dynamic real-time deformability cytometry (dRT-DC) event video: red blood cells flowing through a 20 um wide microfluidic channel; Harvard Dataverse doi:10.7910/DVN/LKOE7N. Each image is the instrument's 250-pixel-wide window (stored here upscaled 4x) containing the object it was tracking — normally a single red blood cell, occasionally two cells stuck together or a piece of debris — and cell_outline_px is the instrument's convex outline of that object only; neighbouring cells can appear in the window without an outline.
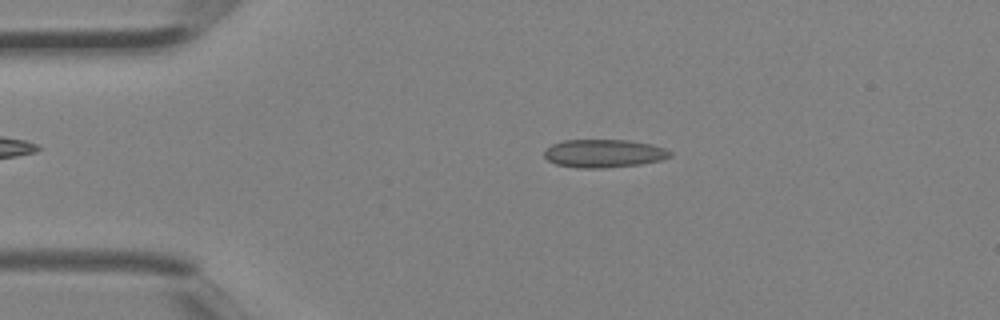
{"species": "Egyptian fruit bat (a non-hibernating species)", "species_latin": "Rousettus aegyptiacus", "temperature_condition": "room temperature", "stored_images_in_passage": 2, "camera_frame_rate_fps": 3000, "um_per_image_px": 0.085, "animal": {"sex": "female"}, "frame": {"image": 1, "passage_image": 1, "time_ms": 0.0, "image_size_px": [1000, 320], "cell_outline_px": [[672, 156], [664, 160], [640, 164], [604, 168], [576, 168], [556, 164], [548, 160], [544, 156], [544, 152], [552, 144], [564, 140], [628, 140], [652, 144], [664, 148], [672, 152]], "centroid_in_image_um": [51.36, 13.04], "position_along_channel_um": 33.6, "area_um2": 20.75}}
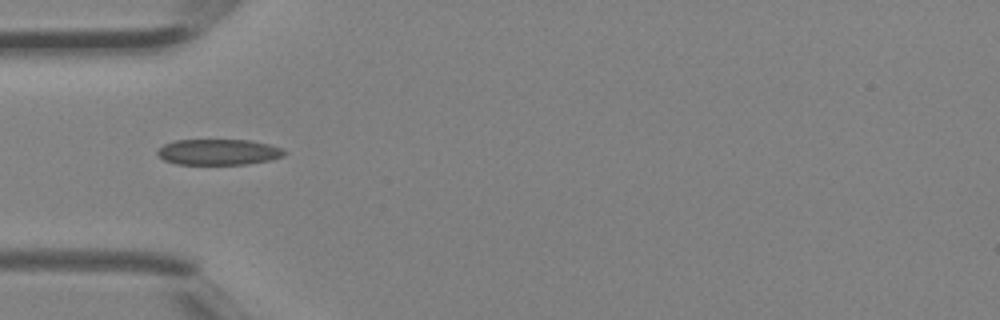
{"frame": {"image": 2, "passage_image": 2, "time_ms": 0.333, "image_size_px": [1000, 320], "cell_outline_px": [[288, 152], [284, 156], [272, 160], [248, 164], [176, 164], [164, 160], [156, 152], [164, 144], [176, 140], [252, 140], [284, 148]], "centroid_in_image_um": [18.64, 12.92], "position_along_channel_um": 66.4, "area_um2": 19.25}}